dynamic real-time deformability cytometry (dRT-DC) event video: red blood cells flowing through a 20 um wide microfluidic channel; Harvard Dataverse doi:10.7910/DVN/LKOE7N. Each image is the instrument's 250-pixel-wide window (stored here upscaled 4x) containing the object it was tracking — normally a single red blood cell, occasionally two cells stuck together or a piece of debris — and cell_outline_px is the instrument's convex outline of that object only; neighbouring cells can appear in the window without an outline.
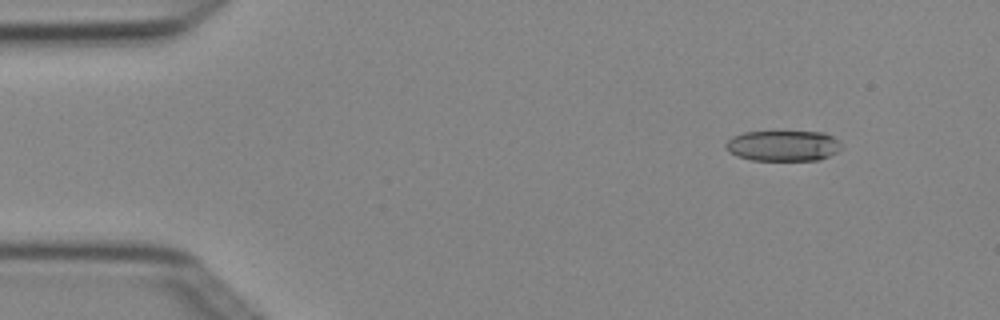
{"species": "Egyptian fruit bat (a non-hibernating species)", "species_latin": "Rousettus aegyptiacus", "temperature_condition": "cold", "stored_images_in_passage": 4, "camera_frame_rate_fps": 3000, "um_per_image_px": 0.085, "animal": {"sex": "female"}, "frame": {"image": 1, "passage_image": 2, "time_ms": 0.333, "image_size_px": [1000, 320], "cell_outline_px": [[840, 148], [836, 152], [820, 160], [752, 160], [736, 156], [728, 152], [724, 144], [732, 136], [744, 132], [824, 132], [840, 140]], "centroid_in_image_um": [66.54, 12.39], "position_along_channel_um": 18.5, "area_um2": 20.69}}